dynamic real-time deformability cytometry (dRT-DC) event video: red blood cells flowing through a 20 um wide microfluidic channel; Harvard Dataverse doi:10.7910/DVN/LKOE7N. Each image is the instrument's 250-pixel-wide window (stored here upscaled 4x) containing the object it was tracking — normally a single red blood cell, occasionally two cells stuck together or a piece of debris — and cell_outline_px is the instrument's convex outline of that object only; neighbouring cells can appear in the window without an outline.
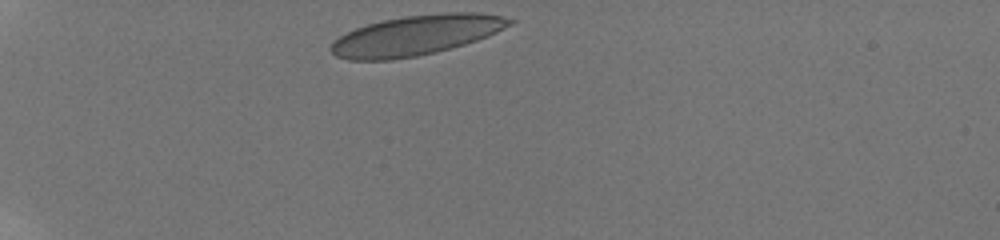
{"species": "human", "species_latin": "Homo sapiens", "temperature_condition": "room temperature", "stored_images_in_passage": 50, "camera_frame_rate_fps": 3000, "um_per_image_px": 0.085, "donor": {"sex": "male"}, "frame": {"image": 1, "passage_image": 1, "time_ms": 0.0, "image_size_px": [1000, 240], "cell_outline_px": [[516, 20], [512, 24], [488, 36], [464, 44], [436, 52], [416, 56], [392, 60], [348, 60], [336, 56], [328, 48], [332, 40], [356, 28], [368, 24], [384, 20], [404, 16], [440, 12], [480, 12], [504, 16]], "centroid_in_image_um": [35.37, 2.99], "position_along_channel_um": 49.6, "area_um2": 41.79}}
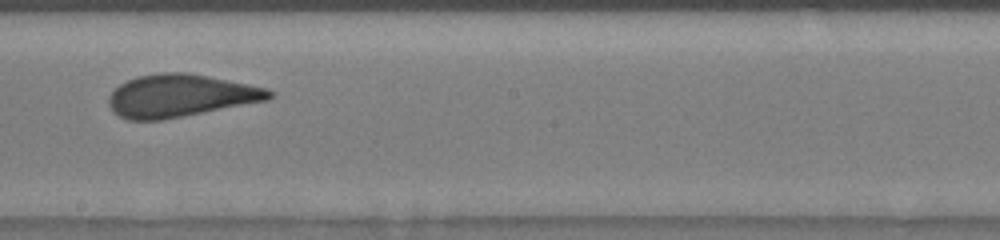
{"frame": {"image": 2, "passage_image": 26, "time_ms": 6.0, "image_size_px": [1000, 240], "cell_outline_px": [[276, 96], [268, 100], [160, 120], [128, 120], [112, 112], [108, 104], [108, 96], [120, 84], [128, 80], [140, 76], [160, 72], [188, 72], [268, 88], [276, 92]], "centroid_in_image_um": [15.34, 8.13], "position_along_channel_um": 232.9, "area_um2": 39.77}}
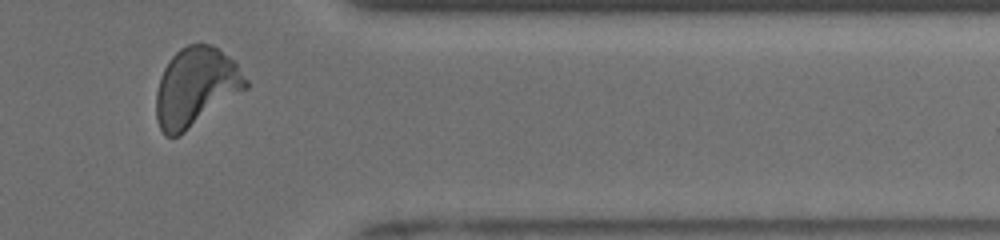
{"frame": {"image": 3, "passage_image": 48, "time_ms": 10.333, "image_size_px": [1000, 240], "cell_outline_px": [[248, 88], [180, 136], [168, 136], [160, 128], [156, 120], [156, 92], [160, 76], [168, 60], [180, 48], [188, 44], [212, 44], [228, 56], [236, 64], [248, 80]], "centroid_in_image_um": [16.63, 7.4], "position_along_channel_um": 394.8, "area_um2": 41.21}, "authors_computed_cell_mechanics": {"area_um2": 39.9976, "velocity_mm_per_s": 3.8699, "shape_relaxation_time_tau1_ms": 4.8266, "shape_relaxation_time_tau2_ms": 0.6897, "deformation_change_tau1": 0.1618, "deformation_change_tau2": 0.0765}}